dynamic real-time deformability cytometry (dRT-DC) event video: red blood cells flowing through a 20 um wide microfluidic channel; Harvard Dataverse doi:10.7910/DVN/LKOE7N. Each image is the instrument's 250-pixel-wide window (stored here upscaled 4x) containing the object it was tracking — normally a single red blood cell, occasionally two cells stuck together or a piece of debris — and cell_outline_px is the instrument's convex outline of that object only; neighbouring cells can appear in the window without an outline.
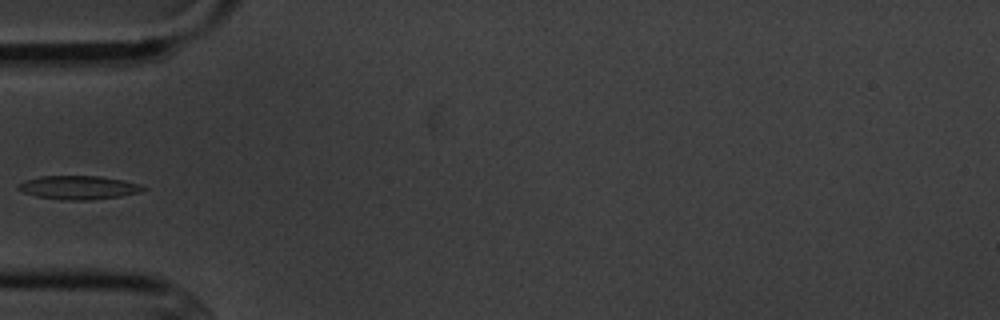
{"species": "common noctule bat (a hibernating species)", "species_latin": "Nyctalus noctula", "temperature_condition": "cold", "stored_images_in_passage": 6, "camera_frame_rate_fps": 3000, "um_per_image_px": 0.085, "animal": {"sex": "male", "body_mass_g": 20.1, "forearm_length_mm": 53.5}, "frame": {"image": 1, "passage_image": 5, "time_ms": 4.667, "image_size_px": [1000, 320], "cell_outline_px": [[148, 188], [140, 192], [120, 196], [88, 200], [64, 200], [36, 196], [24, 192], [16, 188], [24, 180], [40, 176], [100, 176], [124, 180]], "centroid_in_image_um": [6.66, 15.93], "position_along_channel_um": 78.3, "area_um2": 17.05}}
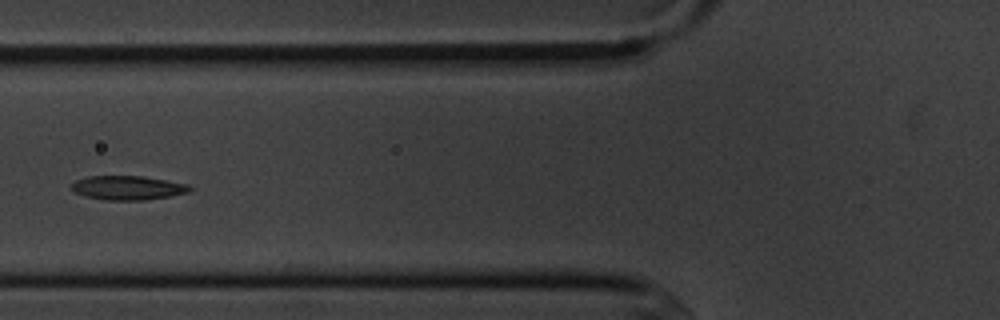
{"frame": {"image": 2, "passage_image": 6, "time_ms": 5.667, "image_size_px": [1000, 320], "cell_outline_px": [[192, 188], [188, 192], [168, 196], [144, 200], [104, 200], [84, 196], [72, 192], [72, 184], [76, 180], [88, 176], [144, 176], [188, 184]], "centroid_in_image_um": [10.82, 15.96], "position_along_channel_um": 115.0, "area_um2": 16.59}}